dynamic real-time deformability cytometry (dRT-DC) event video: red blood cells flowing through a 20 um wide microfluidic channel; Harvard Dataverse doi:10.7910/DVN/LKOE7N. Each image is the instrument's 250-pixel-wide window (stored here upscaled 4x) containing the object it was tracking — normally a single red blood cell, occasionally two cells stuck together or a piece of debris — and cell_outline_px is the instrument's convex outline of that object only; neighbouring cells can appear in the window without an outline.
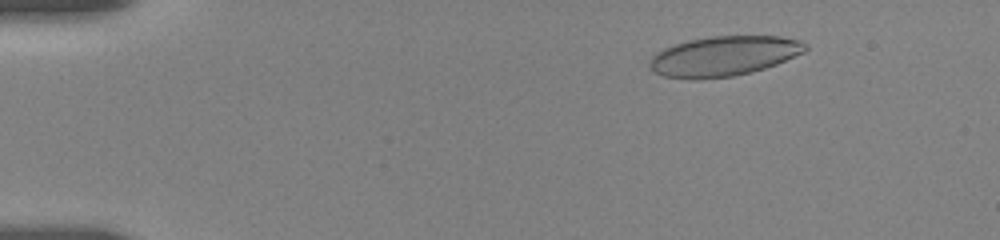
{"species": "human", "species_latin": "Homo sapiens", "temperature_condition": "room temperature", "stored_images_in_passage": 84, "camera_frame_rate_fps": 3000, "um_per_image_px": 0.085, "donor": {"sex": "female"}, "frame": {"image": 1, "passage_image": 12, "time_ms": 1.667, "image_size_px": [1000, 240], "cell_outline_px": [[808, 48], [804, 52], [776, 64], [764, 68], [732, 76], [700, 80], [688, 80], [664, 76], [656, 72], [648, 64], [652, 56], [656, 52], [664, 48], [688, 40], [712, 36], [780, 36], [800, 40], [808, 44]], "centroid_in_image_um": [61.52, 4.77], "position_along_channel_um": 23.5, "area_um2": 36.24}}
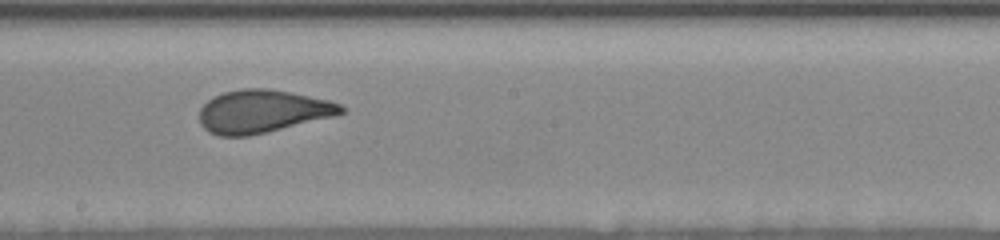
{"frame": {"image": 2, "passage_image": 41, "time_ms": 9.667, "image_size_px": [1000, 240], "cell_outline_px": [[344, 112], [336, 116], [268, 132], [248, 136], [220, 136], [208, 132], [200, 124], [200, 108], [208, 100], [224, 92], [240, 88], [268, 88], [328, 100], [340, 104], [344, 108]], "centroid_in_image_um": [22.3, 9.48], "position_along_channel_um": 225.9, "area_um2": 35.43}}
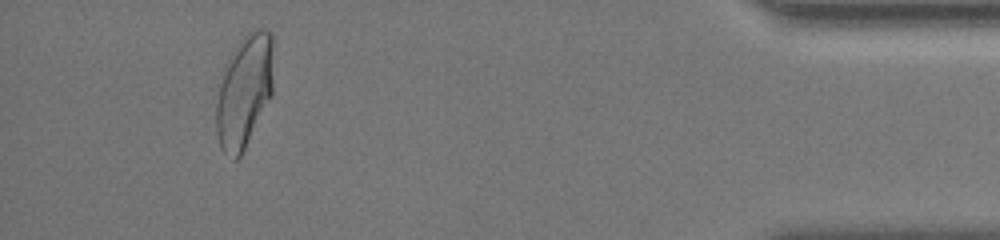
{"frame": {"image": 3, "passage_image": 76, "time_ms": 16.333, "image_size_px": [1000, 240], "cell_outline_px": [[272, 92], [240, 156], [236, 160], [232, 160], [220, 148], [216, 132], [216, 104], [220, 72], [228, 56], [236, 44], [252, 28], [264, 28], [272, 32]], "centroid_in_image_um": [20.72, 7.69], "position_along_channel_um": 414.5, "area_um2": 37.8}, "authors_computed_cell_mechanics": {"area_um2": 36.2406, "velocity_mm_per_s": 3.6456, "shape_relaxation_time_tau1_ms": 4.0904, "shape_relaxation_time_tau2_ms": 0.8297, "deformation_change_tau1": 0.1501, "deformation_change_tau2": 0.0659}}